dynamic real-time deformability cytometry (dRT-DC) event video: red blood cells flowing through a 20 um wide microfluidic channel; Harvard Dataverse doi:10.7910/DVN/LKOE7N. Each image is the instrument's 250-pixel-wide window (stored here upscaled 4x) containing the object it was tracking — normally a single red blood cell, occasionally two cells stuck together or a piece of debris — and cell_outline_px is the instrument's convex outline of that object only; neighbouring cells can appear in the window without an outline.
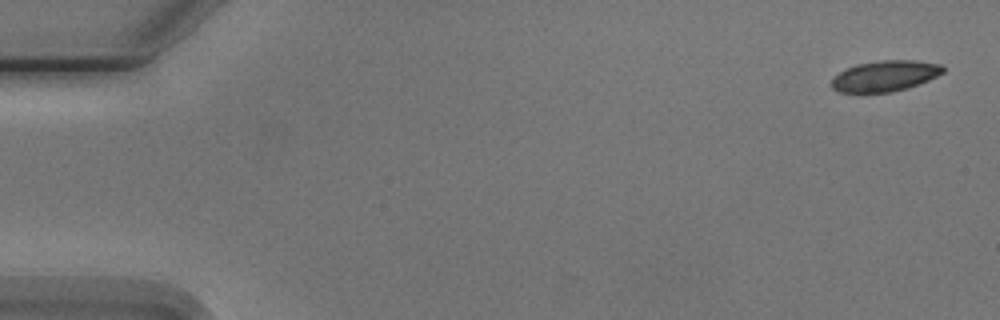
{"species": "Egyptian fruit bat (a non-hibernating species)", "species_latin": "Rousettus aegyptiacus", "temperature_condition": "cold", "stored_images_in_passage": 5, "camera_frame_rate_fps": 3000, "um_per_image_px": 0.085, "animal": {"sex": "male"}, "frame": {"image": 1, "passage_image": 1, "time_ms": 0.0, "image_size_px": [1000, 320], "cell_outline_px": [[944, 72], [928, 80], [908, 88], [892, 92], [836, 92], [832, 88], [832, 76], [856, 64], [880, 60], [916, 60], [940, 64], [944, 68]], "centroid_in_image_um": [75.21, 6.45], "position_along_channel_um": 9.8, "area_um2": 20.0}}
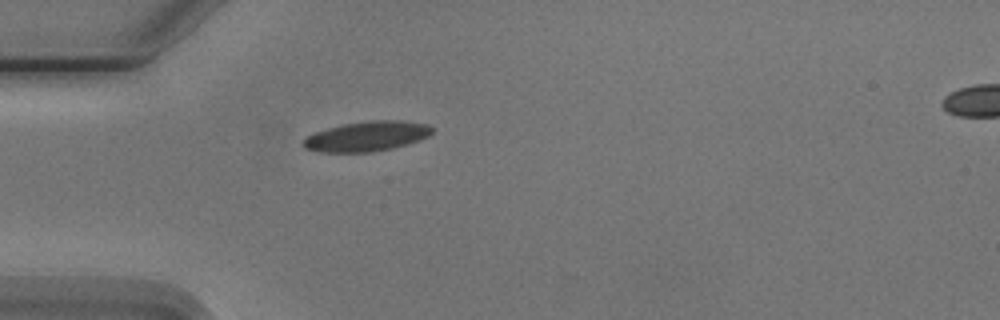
{"frame": {"image": 2, "passage_image": 5, "time_ms": 4.667, "image_size_px": [1000, 320], "cell_outline_px": [[432, 132], [428, 136], [420, 140], [408, 144], [392, 148], [372, 152], [320, 152], [304, 148], [300, 144], [308, 136], [316, 132], [328, 128], [344, 124], [372, 120], [400, 120], [428, 124], [432, 128]], "centroid_in_image_um": [31.19, 11.59], "position_along_channel_um": 53.8, "area_um2": 22.43}}